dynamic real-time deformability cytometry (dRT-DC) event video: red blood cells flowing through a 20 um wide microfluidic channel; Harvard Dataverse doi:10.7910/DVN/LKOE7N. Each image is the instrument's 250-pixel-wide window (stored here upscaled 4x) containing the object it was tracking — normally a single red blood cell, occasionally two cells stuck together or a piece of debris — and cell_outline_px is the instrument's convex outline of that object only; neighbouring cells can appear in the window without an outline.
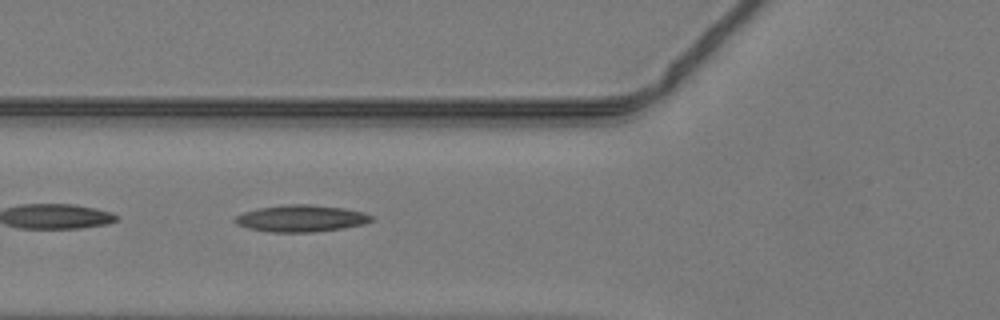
{"species": "common noctule bat (a hibernating species)", "species_latin": "Nyctalus noctula", "temperature_condition": "warm", "stored_images_in_passage": 31, "camera_frame_rate_fps": 3000, "um_per_image_px": 0.085, "animal": {"sex": "male", "body_mass_g": 19.2, "forearm_length_mm": 51.8}, "frame": {"image": 1, "passage_image": 13, "time_ms": 4.0, "image_size_px": [1000, 320], "cell_outline_px": [[372, 220], [364, 224], [344, 228], [312, 232], [268, 232], [248, 228], [236, 224], [232, 220], [236, 216], [244, 212], [260, 208], [288, 204], [308, 204], [344, 208], [364, 212], [372, 216]], "centroid_in_image_um": [25.58, 18.57], "position_along_channel_um": 100.2, "area_um2": 21.27}}
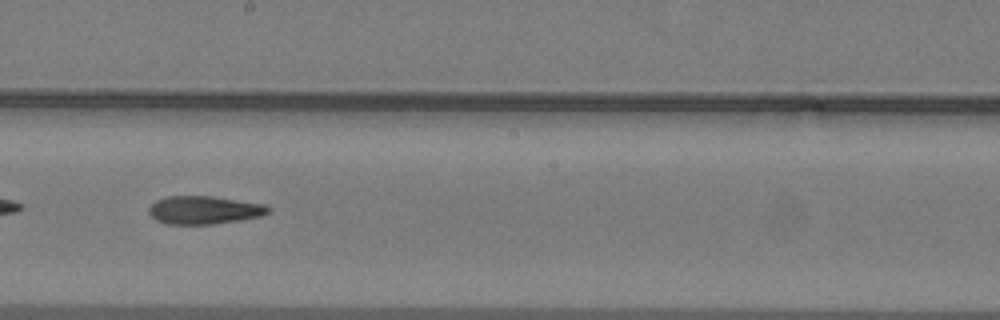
{"frame": {"image": 2, "passage_image": 22, "time_ms": 7.0, "image_size_px": [1000, 320], "cell_outline_px": [[272, 212], [260, 216], [240, 220], [212, 224], [168, 224], [156, 220], [148, 212], [148, 208], [156, 200], [168, 196], [212, 196], [264, 204], [272, 208]], "centroid_in_image_um": [17.37, 17.85], "position_along_channel_um": 230.8, "area_um2": 19.59}}
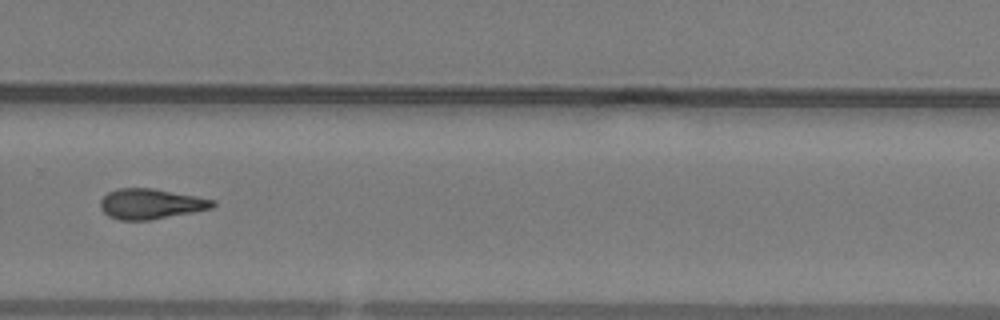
{"frame": {"image": 3, "passage_image": 28, "time_ms": 9.0, "image_size_px": [1000, 320], "cell_outline_px": [[216, 204], [212, 208], [192, 212], [148, 220], [120, 220], [108, 216], [100, 208], [100, 200], [108, 192], [116, 188], [152, 188], [196, 196], [216, 200]], "centroid_in_image_um": [12.79, 17.32], "position_along_channel_um": 317.0, "area_um2": 19.77}}